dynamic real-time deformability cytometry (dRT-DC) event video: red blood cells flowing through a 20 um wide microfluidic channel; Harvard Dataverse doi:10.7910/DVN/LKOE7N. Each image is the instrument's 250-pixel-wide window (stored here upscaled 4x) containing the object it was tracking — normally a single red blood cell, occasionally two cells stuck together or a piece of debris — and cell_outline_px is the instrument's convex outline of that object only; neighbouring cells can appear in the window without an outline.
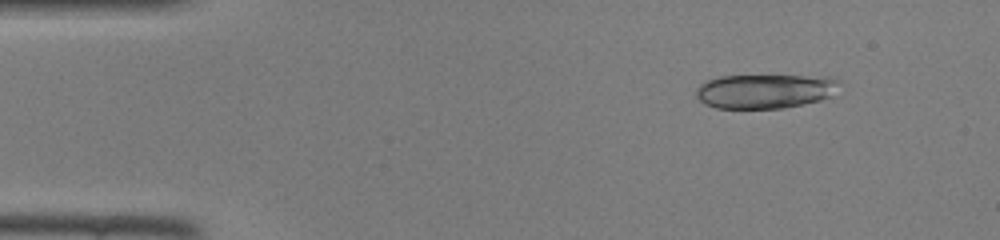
{"species": "common noctule bat (a hibernating species)", "species_latin": "Nyctalus noctula", "temperature_condition": "room temperature", "stored_images_in_passage": 45, "segment_of_instrument_passage": [1, 2], "camera_frame_rate_fps": 3000, "um_per_image_px": 0.085, "animal": {"sex": "female", "body_mass_g": 22.0, "forearm_length_mm": 56.7}, "frame": {"image": 1, "passage_image": 5, "time_ms": 1.333, "image_size_px": [1000, 240], "cell_outline_px": [[836, 80], [828, 96], [820, 100], [784, 108], [716, 108], [704, 104], [696, 96], [696, 88], [700, 84], [708, 80], [720, 76], [828, 76]], "centroid_in_image_um": [64.9, 7.75], "position_along_channel_um": 20.1, "area_um2": 28.03}}